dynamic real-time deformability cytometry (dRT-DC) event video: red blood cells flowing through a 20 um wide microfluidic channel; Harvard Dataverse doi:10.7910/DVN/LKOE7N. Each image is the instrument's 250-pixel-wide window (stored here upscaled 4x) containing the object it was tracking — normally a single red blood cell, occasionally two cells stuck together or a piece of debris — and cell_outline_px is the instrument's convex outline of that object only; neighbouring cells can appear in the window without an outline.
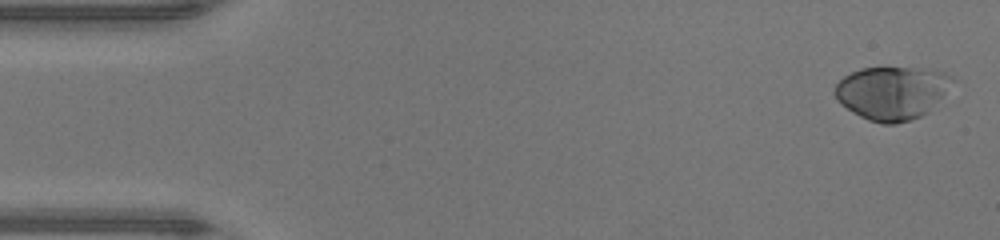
{"species": "human", "species_latin": "Homo sapiens", "temperature_condition": "warm", "stored_images_in_passage": 47, "camera_frame_rate_fps": 3000, "um_per_image_px": 0.085, "donor": {"sex": "male"}, "frame": {"image": 1, "passage_image": 1, "time_ms": 0.0, "image_size_px": [1000, 240], "cell_outline_px": [[956, 80], [928, 112], [920, 116], [896, 124], [884, 124], [868, 120], [852, 112], [840, 104], [832, 92], [836, 84], [844, 76], [860, 68], [912, 68], [944, 72], [952, 76]], "centroid_in_image_um": [75.79, 7.89], "position_along_channel_um": 9.2, "area_um2": 36.36}}
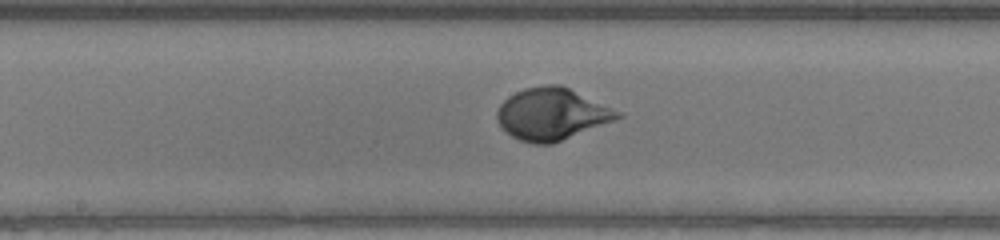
{"frame": {"image": 2, "passage_image": 24, "time_ms": 7.667, "image_size_px": [1000, 240], "cell_outline_px": [[624, 116], [552, 144], [532, 144], [520, 140], [512, 136], [496, 120], [496, 112], [500, 104], [508, 96], [524, 88], [544, 84], [560, 84], [620, 112]], "centroid_in_image_um": [46.86, 9.69], "position_along_channel_um": 201.3, "area_um2": 36.07}}
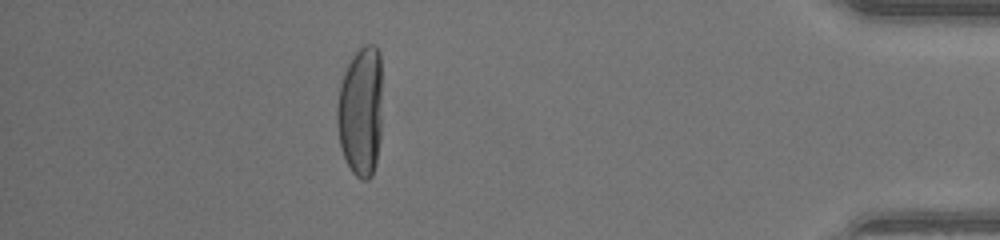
{"frame": {"image": 3, "passage_image": 42, "time_ms": 13.667, "image_size_px": [1000, 240], "cell_outline_px": [[380, 140], [376, 160], [372, 176], [368, 180], [364, 180], [356, 176], [352, 172], [340, 148], [336, 124], [336, 108], [340, 84], [344, 72], [352, 56], [364, 44], [376, 44], [380, 52]], "centroid_in_image_um": [30.63, 9.46], "position_along_channel_um": 404.6, "area_um2": 34.39}, "authors_computed_cell_mechanics": {"area_um2": 34.9112, "velocity_mm_per_s": 4.2852, "shape_relaxation_time_tau1_ms": 4.5017, "shape_relaxation_time_tau2_ms": null, "deformation_change_tau1": 0.2514, "deformation_change_tau2": null}}